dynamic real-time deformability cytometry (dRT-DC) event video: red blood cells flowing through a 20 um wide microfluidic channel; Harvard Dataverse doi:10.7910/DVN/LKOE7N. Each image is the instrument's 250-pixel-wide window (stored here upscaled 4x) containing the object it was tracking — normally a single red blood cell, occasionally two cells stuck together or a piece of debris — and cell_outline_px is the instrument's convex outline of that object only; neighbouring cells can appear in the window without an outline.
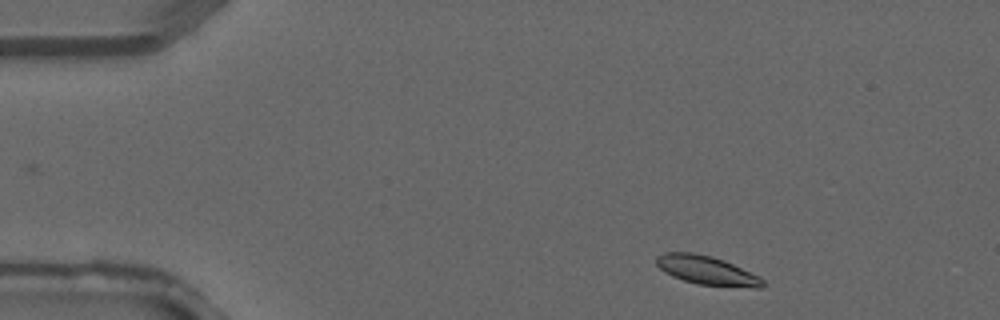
{"species": "common noctule bat (a hibernating species)", "species_latin": "Nyctalus noctula", "temperature_condition": "warm", "stored_images_in_passage": 3, "camera_frame_rate_fps": 3000, "um_per_image_px": 0.085, "animal": {"sex": "male", "forearm_length_mm": 52.5}, "frame": {"image": 1, "passage_image": 1, "time_ms": 0.0, "image_size_px": [1000, 320], "cell_outline_px": [[764, 284], [760, 288], [752, 288], [700, 284], [684, 280], [672, 276], [664, 272], [656, 264], [656, 256], [664, 252], [692, 252], [712, 256], [724, 260], [760, 276], [764, 280]], "centroid_in_image_um": [60.08, 22.97], "position_along_channel_um": 24.9, "area_um2": 17.92}}
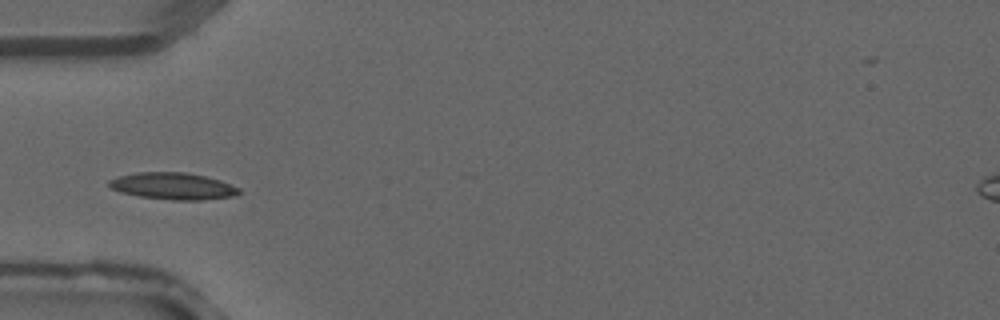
{"frame": {"image": 2, "passage_image": 3, "time_ms": 0.667, "image_size_px": [1000, 320], "cell_outline_px": [[244, 192], [232, 196], [200, 200], [172, 200], [140, 196], [120, 192], [112, 188], [108, 184], [108, 180], [116, 176], [136, 172], [184, 172], [204, 176], [220, 180], [240, 188]], "centroid_in_image_um": [14.7, 15.81], "position_along_channel_um": 70.3, "area_um2": 20.35}}